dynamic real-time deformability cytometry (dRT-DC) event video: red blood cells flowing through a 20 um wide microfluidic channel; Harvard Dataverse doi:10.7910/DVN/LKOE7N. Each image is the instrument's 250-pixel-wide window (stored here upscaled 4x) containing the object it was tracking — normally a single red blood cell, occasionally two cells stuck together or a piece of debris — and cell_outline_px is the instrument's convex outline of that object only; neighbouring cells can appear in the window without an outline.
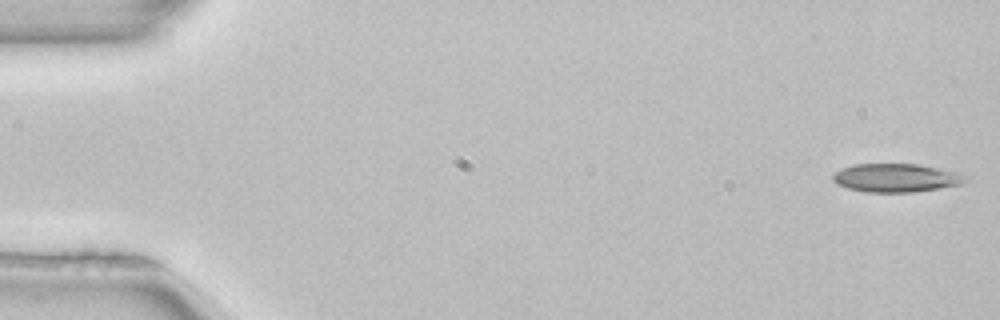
{"species": "common noctule bat (a hibernating species)", "species_latin": "Nyctalus noctula", "temperature_condition": "room temperature", "stored_images_in_passage": 51, "camera_frame_rate_fps": 3000, "um_per_image_px": 0.085, "animal": {"sex": "female", "body_mass_g": 22.7, "forearm_length_mm": 54.2}, "frame": {"image": 1, "passage_image": 1, "time_ms": 0.0, "image_size_px": [1000, 320], "cell_outline_px": [[972, 180], [960, 184], [940, 188], [912, 192], [864, 192], [848, 188], [836, 184], [832, 180], [832, 176], [836, 172], [844, 168], [856, 164], [920, 164], [960, 172], [972, 176]], "centroid_in_image_um": [76.27, 15.11], "position_along_channel_um": 8.7, "area_um2": 22.31}}
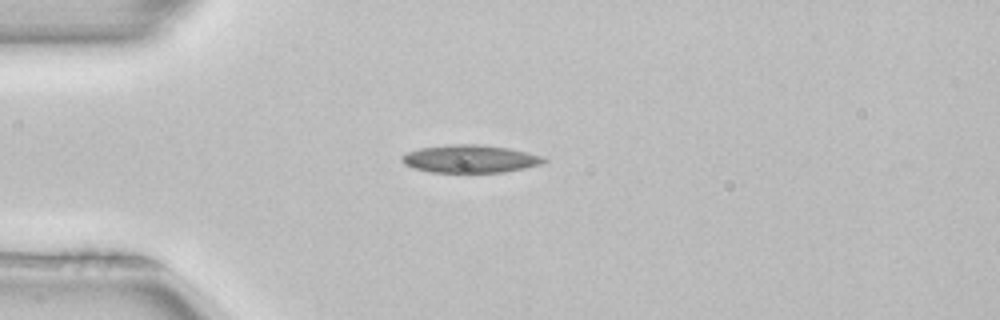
{"frame": {"image": 2, "passage_image": 13, "time_ms": 4.0, "image_size_px": [1000, 320], "cell_outline_px": [[548, 160], [540, 164], [524, 168], [504, 172], [432, 172], [412, 168], [404, 164], [400, 160], [400, 156], [404, 152], [420, 148], [452, 144], [480, 144], [508, 148], [528, 152], [544, 156]], "centroid_in_image_um": [39.92, 13.49], "position_along_channel_um": 45.1, "area_um2": 23.18}}
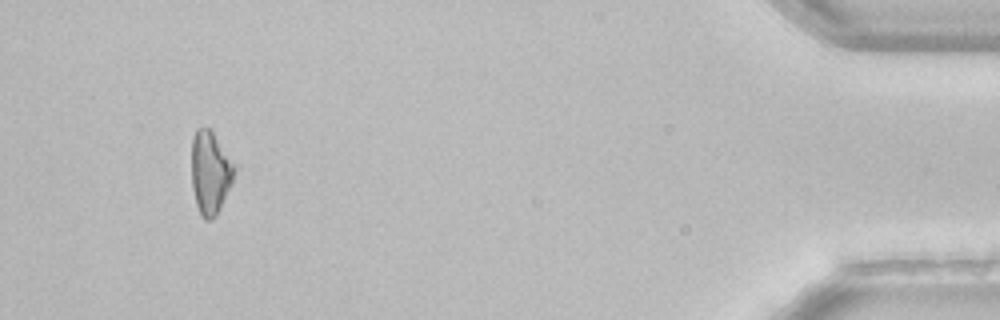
{"frame": {"image": 3, "passage_image": 48, "time_ms": 15.667, "image_size_px": [1000, 320], "cell_outline_px": [[236, 172], [232, 184], [216, 216], [212, 220], [204, 220], [200, 216], [196, 204], [192, 188], [192, 136], [196, 128], [208, 128], [212, 132], [236, 168]], "centroid_in_image_um": [17.86, 14.72], "position_along_channel_um": 417.3, "area_um2": 20.63}, "authors_computed_cell_mechanics": {"area_um2": 21.5594, "velocity_mm_per_s": 3.9871, "shape_relaxation_time_tau1_ms": 6.3584, "shape_relaxation_time_tau2_ms": null, "deformation_change_tau1": 0.1672, "deformation_change_tau2": null}}